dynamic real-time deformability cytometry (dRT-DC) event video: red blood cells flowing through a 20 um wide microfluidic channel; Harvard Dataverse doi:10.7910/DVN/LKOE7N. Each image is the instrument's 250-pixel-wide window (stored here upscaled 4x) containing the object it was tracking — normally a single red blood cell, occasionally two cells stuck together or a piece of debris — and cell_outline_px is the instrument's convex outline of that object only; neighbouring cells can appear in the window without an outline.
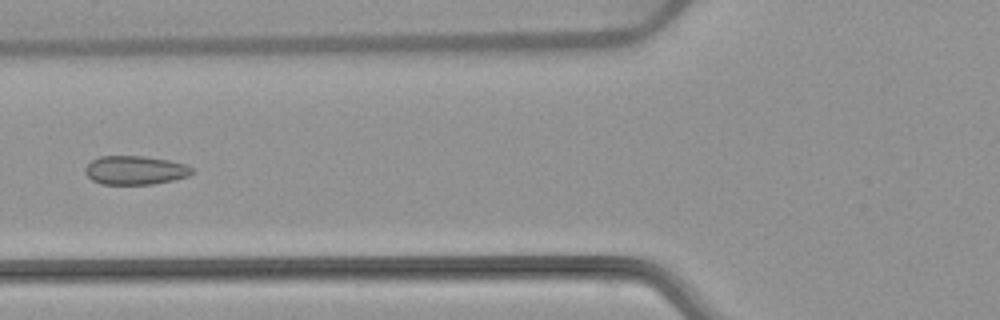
{"species": "common noctule bat (a hibernating species)", "species_latin": "Nyctalus noctula", "temperature_condition": "warm", "stored_images_in_passage": 5, "camera_frame_rate_fps": 3000, "um_per_image_px": 0.085, "animal": {"sex": "female", "body_mass_g": 22.7, "forearm_length_mm": 54.2}, "frame": {"image": 1, "passage_image": 4, "time_ms": 5.0, "image_size_px": [1000, 320], "cell_outline_px": [[196, 172], [188, 176], [172, 180], [152, 184], [100, 184], [92, 180], [84, 172], [84, 168], [92, 160], [100, 156], [144, 156], [168, 160], [184, 164], [192, 168]], "centroid_in_image_um": [11.48, 14.47], "position_along_channel_um": 114.3, "area_um2": 17.92}}
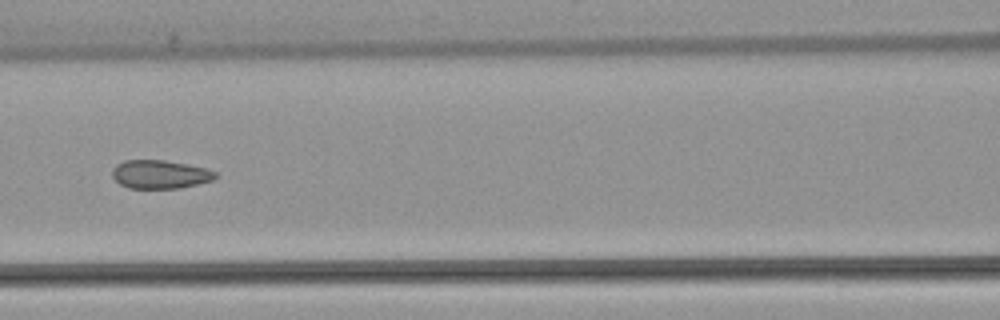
{"frame": {"image": 2, "passage_image": 5, "time_ms": 6.0, "image_size_px": [1000, 320], "cell_outline_px": [[216, 176], [212, 180], [180, 188], [128, 188], [120, 184], [112, 176], [112, 168], [116, 164], [124, 160], [164, 160], [188, 164], [208, 168], [216, 172]], "centroid_in_image_um": [13.59, 14.81], "position_along_channel_um": 153.0, "area_um2": 17.17}}